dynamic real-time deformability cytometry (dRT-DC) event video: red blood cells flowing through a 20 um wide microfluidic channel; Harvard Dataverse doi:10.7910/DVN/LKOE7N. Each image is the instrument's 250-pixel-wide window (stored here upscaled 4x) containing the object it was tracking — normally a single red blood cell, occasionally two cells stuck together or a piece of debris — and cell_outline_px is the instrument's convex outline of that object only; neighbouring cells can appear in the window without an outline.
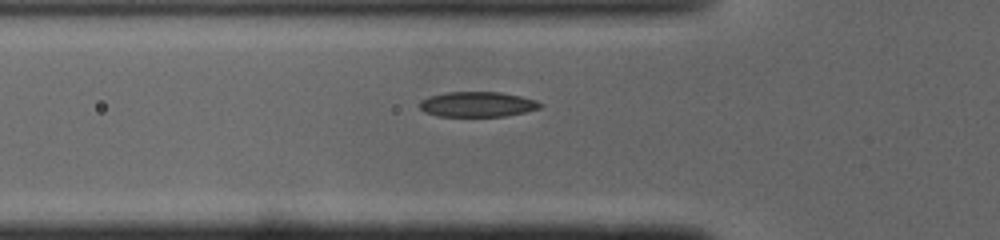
{"species": "common noctule bat (a hibernating species)", "species_latin": "Nyctalus noctula", "temperature_condition": "cold", "stored_images_in_passage": 35, "camera_frame_rate_fps": 3000, "um_per_image_px": 0.085, "animal": {"sex": "male", "body_mass_g": 19.0, "forearm_length_mm": 50.8}, "frame": {"image": 1, "passage_image": 7, "time_ms": 2.0, "image_size_px": [1000, 240], "cell_outline_px": [[544, 104], [540, 108], [524, 112], [504, 116], [436, 116], [424, 112], [420, 108], [420, 100], [428, 96], [448, 92], [500, 92], [520, 96], [536, 100]], "centroid_in_image_um": [40.56, 8.86], "position_along_channel_um": 85.2, "area_um2": 17.69}}
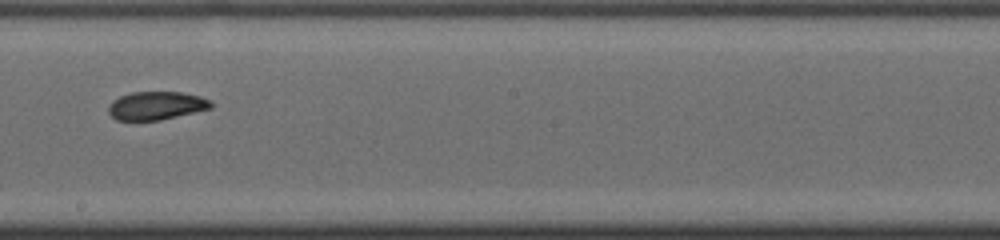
{"frame": {"image": 2, "passage_image": 18, "time_ms": 5.667, "image_size_px": [1000, 240], "cell_outline_px": [[212, 108], [160, 120], [116, 120], [108, 112], [108, 104], [112, 100], [120, 96], [132, 92], [180, 92], [200, 96], [212, 100]], "centroid_in_image_um": [13.28, 8.97], "position_along_channel_um": 234.9, "area_um2": 16.94}}
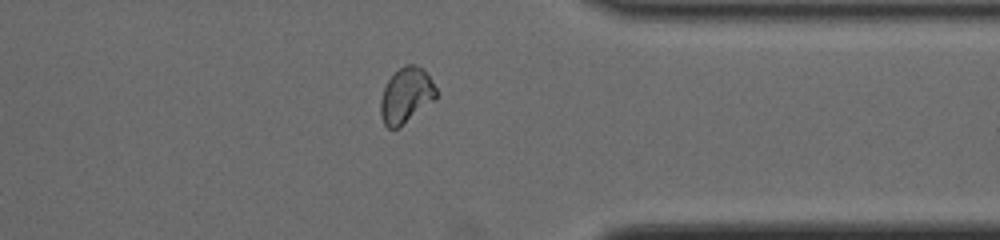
{"frame": {"image": 3, "passage_image": 29, "time_ms": 9.333, "image_size_px": [1000, 240], "cell_outline_px": [[436, 100], [396, 128], [388, 128], [384, 124], [380, 116], [380, 100], [384, 88], [388, 80], [404, 64], [412, 64], [424, 68], [436, 88]], "centroid_in_image_um": [34.52, 8.09], "position_along_channel_um": 376.9, "area_um2": 17.8}, "authors_computed_cell_mechanics": {"area_um2": 17.629, "velocity_mm_per_s": 4.0987, "shape_relaxation_time_tau1_ms": 7.1697, "shape_relaxation_time_tau2_ms": 1.9088, "deformation_change_tau1": 0.1871, "deformation_change_tau2": 0.0636}}